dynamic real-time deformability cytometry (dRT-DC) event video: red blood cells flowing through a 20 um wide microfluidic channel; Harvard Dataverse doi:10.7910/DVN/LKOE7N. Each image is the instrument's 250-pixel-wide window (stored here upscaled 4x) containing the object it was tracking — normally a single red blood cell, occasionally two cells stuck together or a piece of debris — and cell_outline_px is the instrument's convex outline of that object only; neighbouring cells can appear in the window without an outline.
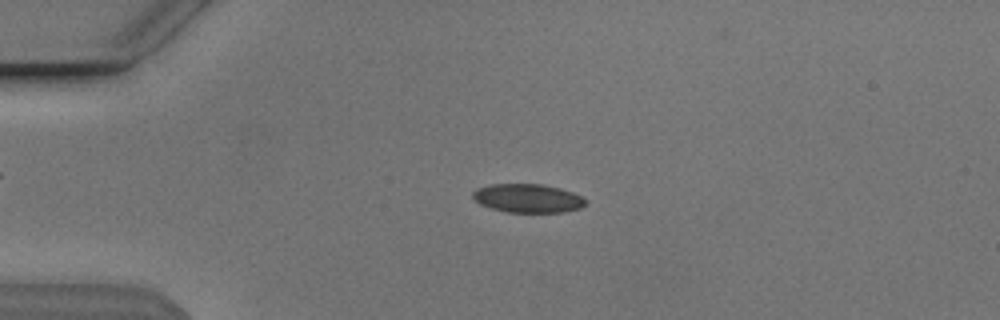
{"species": "Egyptian fruit bat (a non-hibernating species)", "species_latin": "Rousettus aegyptiacus", "temperature_condition": "cold", "stored_images_in_passage": 47, "camera_frame_rate_fps": 3000, "um_per_image_px": 0.085, "animal": {"sex": "male"}, "frame": {"image": 1, "passage_image": 13, "time_ms": 4.0, "image_size_px": [1000, 320], "cell_outline_px": [[584, 204], [580, 208], [564, 212], [504, 212], [480, 204], [472, 196], [472, 192], [476, 188], [492, 184], [544, 184], [560, 188], [572, 192], [580, 196], [584, 200]], "centroid_in_image_um": [44.83, 16.85], "position_along_channel_um": 40.2, "area_um2": 18.73}}
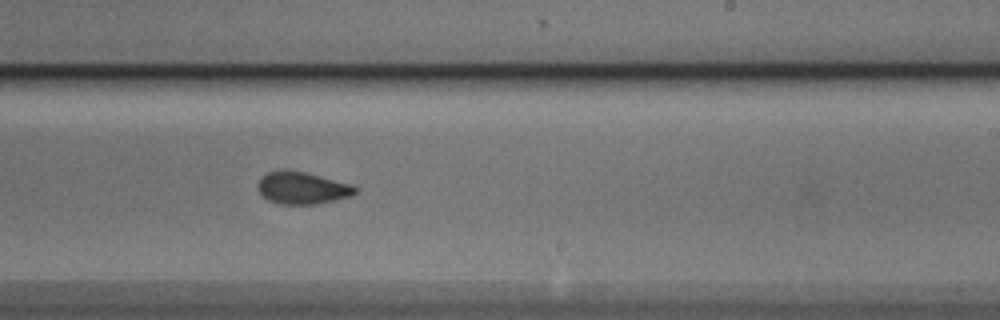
{"frame": {"image": 2, "passage_image": 33, "time_ms": 10.667, "image_size_px": [1000, 320], "cell_outline_px": [[360, 188], [352, 196], [316, 204], [280, 204], [268, 200], [256, 188], [256, 184], [260, 176], [268, 172], [304, 172], [352, 184]], "centroid_in_image_um": [25.71, 16.0], "position_along_channel_um": 263.3, "area_um2": 18.03}}
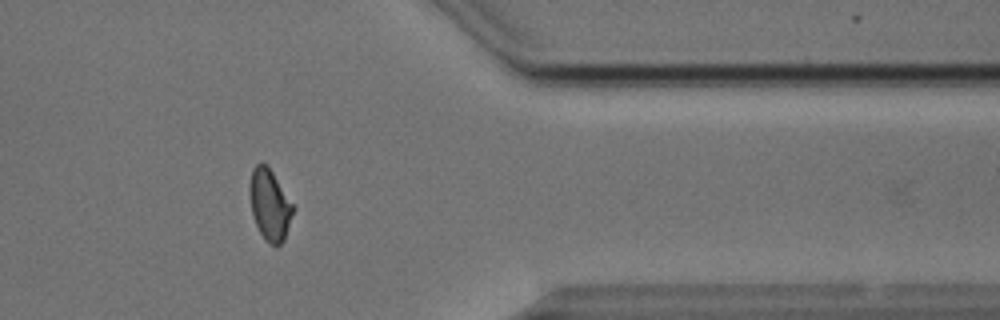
{"frame": {"image": 3, "passage_image": 44, "time_ms": 14.333, "image_size_px": [1000, 320], "cell_outline_px": [[296, 208], [284, 240], [276, 248], [268, 244], [264, 240], [256, 224], [252, 212], [248, 192], [248, 188], [252, 168], [256, 164], [264, 164], [272, 172]], "centroid_in_image_um": [22.93, 17.46], "position_along_channel_um": 388.5, "area_um2": 18.21}, "authors_computed_cell_mechanics": {"area_um2": 18.9584, "velocity_mm_per_s": 3.8397, "shape_relaxation_time_tau1_ms": 3.3443, "shape_relaxation_time_tau2_ms": 1.7745, "deformation_change_tau1": 0.0942, "deformation_change_tau2": 0.0537}}